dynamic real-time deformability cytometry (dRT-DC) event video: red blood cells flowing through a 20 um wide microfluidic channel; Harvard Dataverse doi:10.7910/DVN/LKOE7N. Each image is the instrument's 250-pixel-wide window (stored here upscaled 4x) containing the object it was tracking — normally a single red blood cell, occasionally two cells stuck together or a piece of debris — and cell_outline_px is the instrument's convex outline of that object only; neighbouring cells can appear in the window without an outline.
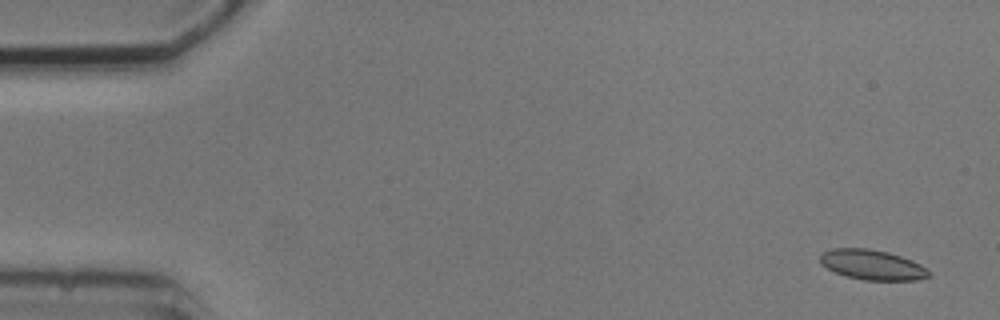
{"species": "common noctule bat (a hibernating species)", "species_latin": "Nyctalus noctula", "temperature_condition": "cold", "stored_images_in_passage": 8, "camera_frame_rate_fps": 3000, "um_per_image_px": 0.085, "animal": {"sex": "male", "body_mass_g": 20.5, "forearm_length_mm": 52.5}, "frame": {"image": 1, "passage_image": 1, "time_ms": 0.0, "image_size_px": [1000, 320], "cell_outline_px": [[932, 276], [916, 280], [864, 280], [848, 276], [836, 272], [820, 264], [820, 256], [824, 252], [832, 248], [868, 248], [888, 252], [912, 260], [928, 268], [932, 272]], "centroid_in_image_um": [74.19, 22.51], "position_along_channel_um": 10.8, "area_um2": 19.07}}
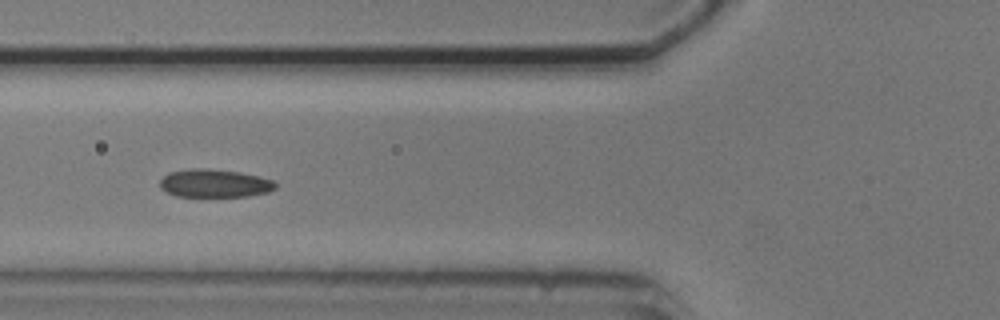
{"frame": {"image": 2, "passage_image": 6, "time_ms": 6.0, "image_size_px": [1000, 320], "cell_outline_px": [[276, 188], [268, 192], [248, 196], [176, 196], [160, 188], [160, 180], [168, 172], [192, 168], [208, 168], [240, 172], [260, 176], [272, 180], [276, 184]], "centroid_in_image_um": [18.23, 15.57], "position_along_channel_um": 107.6, "area_um2": 18.96}}
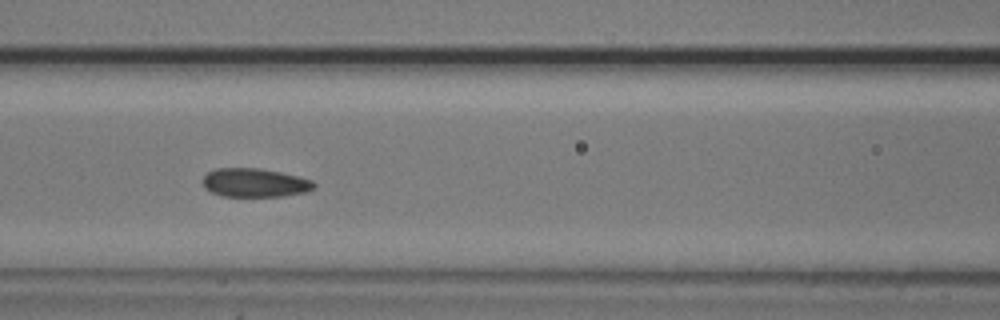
{"frame": {"image": 3, "passage_image": 7, "time_ms": 7.0, "image_size_px": [1000, 320], "cell_outline_px": [[316, 184], [312, 188], [304, 192], [280, 196], [224, 196], [212, 192], [204, 188], [200, 180], [208, 172], [216, 168], [260, 168], [280, 172], [312, 180]], "centroid_in_image_um": [21.59, 15.52], "position_along_channel_um": 145.0, "area_um2": 18.5}}